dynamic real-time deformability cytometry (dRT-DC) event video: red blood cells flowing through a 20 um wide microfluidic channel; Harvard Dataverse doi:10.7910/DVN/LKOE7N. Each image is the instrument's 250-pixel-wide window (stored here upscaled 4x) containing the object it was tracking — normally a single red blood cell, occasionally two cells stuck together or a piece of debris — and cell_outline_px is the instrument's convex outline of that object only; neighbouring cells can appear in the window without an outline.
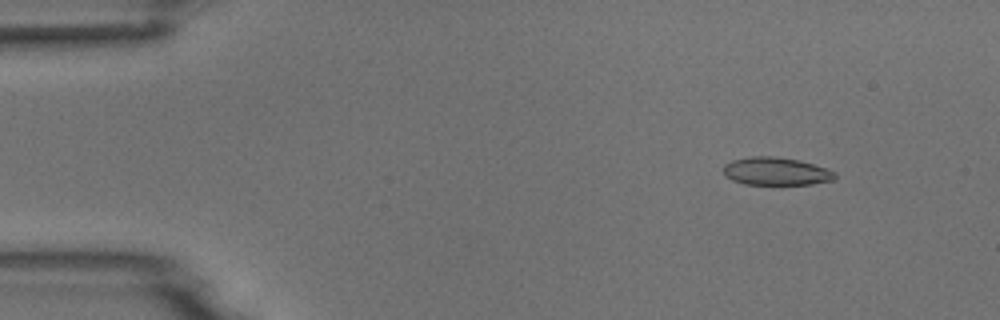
{"species": "common noctule bat (a hibernating species)", "species_latin": "Nyctalus noctula", "temperature_condition": "room temperature", "stored_images_in_passage": 9, "camera_frame_rate_fps": 3000, "um_per_image_px": 0.085, "animal": {"sex": "male", "body_mass_g": 18.8}, "frame": {"image": 1, "passage_image": 2, "time_ms": 1.0, "image_size_px": [1000, 320], "cell_outline_px": [[836, 176], [832, 180], [812, 184], [744, 184], [732, 180], [724, 176], [724, 164], [732, 160], [752, 156], [776, 156], [800, 160], [836, 172]], "centroid_in_image_um": [65.93, 14.55], "position_along_channel_um": 19.1, "area_um2": 18.09}}